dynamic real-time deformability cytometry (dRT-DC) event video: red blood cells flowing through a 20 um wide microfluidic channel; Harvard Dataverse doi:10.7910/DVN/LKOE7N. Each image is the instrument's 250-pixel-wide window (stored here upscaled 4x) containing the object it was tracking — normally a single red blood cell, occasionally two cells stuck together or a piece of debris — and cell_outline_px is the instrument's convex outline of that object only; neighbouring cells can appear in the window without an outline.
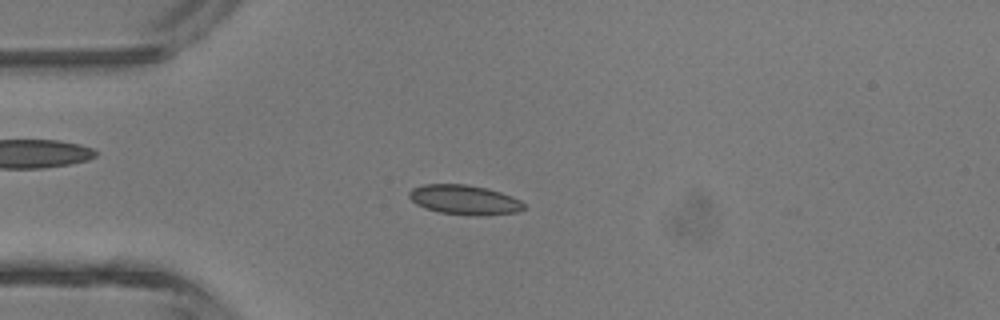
{"species": "common noctule bat (a hibernating species)", "species_latin": "Nyctalus noctula", "temperature_condition": "room temperature", "stored_images_in_passage": 4, "camera_frame_rate_fps": 3000, "um_per_image_px": 0.085, "animal": {"sex": "male", "body_mass_g": 13.3}, "frame": {"image": 1, "passage_image": 2, "time_ms": 2.333, "image_size_px": [1000, 320], "cell_outline_px": [[524, 208], [516, 212], [480, 216], [472, 216], [440, 212], [424, 208], [416, 204], [408, 196], [408, 192], [412, 188], [424, 184], [464, 184], [488, 188], [512, 196], [520, 200], [524, 204]], "centroid_in_image_um": [39.45, 16.98], "position_along_channel_um": 45.5, "area_um2": 19.88}}
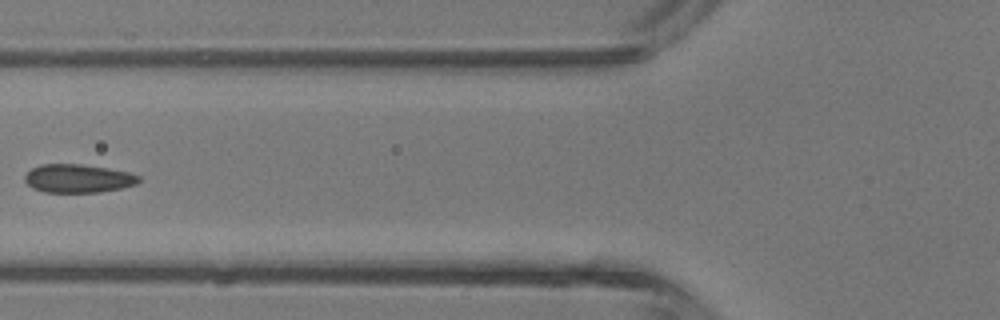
{"frame": {"image": 2, "passage_image": 4, "time_ms": 4.333, "image_size_px": [1000, 320], "cell_outline_px": [[140, 180], [136, 184], [120, 188], [100, 192], [44, 192], [32, 188], [24, 180], [24, 176], [32, 168], [40, 164], [80, 164], [108, 168], [128, 172], [140, 176]], "centroid_in_image_um": [6.62, 15.17], "position_along_channel_um": 119.2, "area_um2": 18.84}}